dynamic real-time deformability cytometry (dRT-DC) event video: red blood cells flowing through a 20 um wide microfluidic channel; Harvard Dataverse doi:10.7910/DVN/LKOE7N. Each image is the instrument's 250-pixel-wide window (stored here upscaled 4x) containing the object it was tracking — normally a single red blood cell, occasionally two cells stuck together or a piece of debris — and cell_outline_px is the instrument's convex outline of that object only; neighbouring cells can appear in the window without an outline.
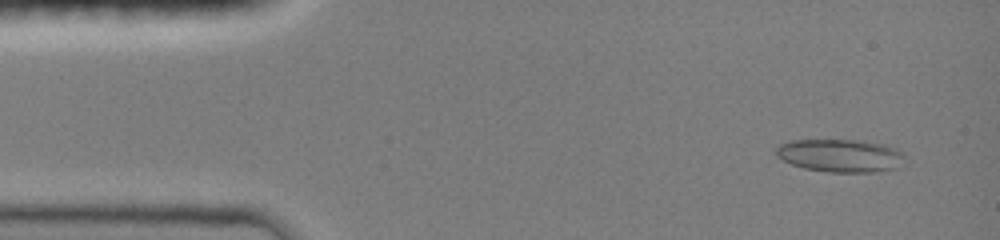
{"species": "common noctule bat (a hibernating species)", "species_latin": "Nyctalus noctula", "temperature_condition": "room temperature", "stored_images_in_passage": 9, "camera_frame_rate_fps": 3000, "um_per_image_px": 0.085, "animal": {"sex": "female", "body_mass_g": 19.0, "forearm_length_mm": 51.5}, "frame": {"image": 1, "passage_image": 2, "time_ms": 0.667, "image_size_px": [1000, 240], "cell_outline_px": [[904, 156], [900, 168], [876, 172], [828, 172], [804, 168], [792, 164], [776, 156], [776, 148], [780, 144], [788, 140], [864, 140], [884, 144], [896, 148]], "centroid_in_image_um": [71.44, 13.22], "position_along_channel_um": 13.6, "area_um2": 24.91}}
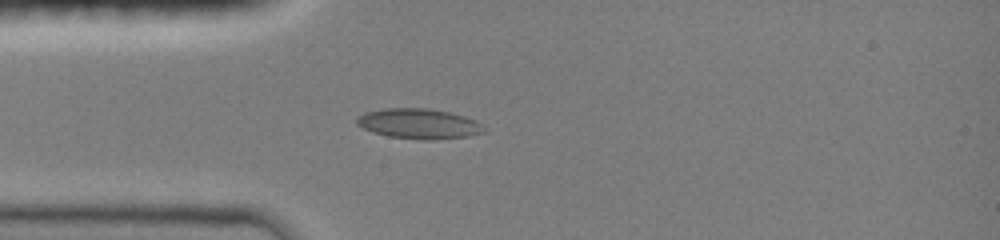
{"frame": {"image": 2, "passage_image": 7, "time_ms": 3.667, "image_size_px": [1000, 240], "cell_outline_px": [[484, 132], [468, 136], [432, 140], [420, 140], [388, 136], [372, 132], [356, 124], [356, 116], [364, 112], [384, 108], [428, 108], [448, 112], [464, 116], [476, 120], [484, 128]], "centroid_in_image_um": [35.56, 10.51], "position_along_channel_um": 49.4, "area_um2": 22.43}}
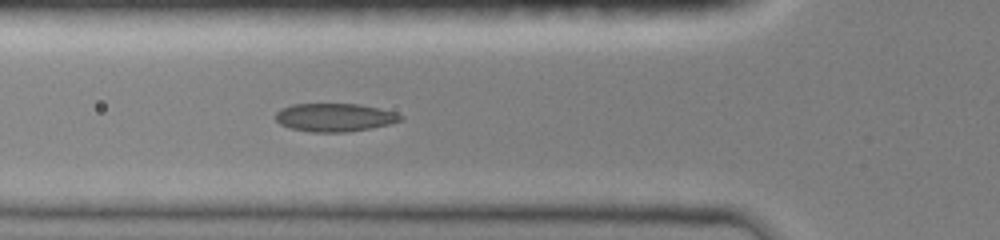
{"frame": {"image": 3, "passage_image": 9, "time_ms": 5.0, "image_size_px": [1000, 240], "cell_outline_px": [[404, 120], [388, 124], [348, 132], [312, 132], [292, 128], [280, 124], [276, 120], [276, 112], [280, 108], [292, 104], [360, 104], [396, 112], [404, 116]], "centroid_in_image_um": [28.46, 9.97], "position_along_channel_um": 97.3, "area_um2": 20.52}}